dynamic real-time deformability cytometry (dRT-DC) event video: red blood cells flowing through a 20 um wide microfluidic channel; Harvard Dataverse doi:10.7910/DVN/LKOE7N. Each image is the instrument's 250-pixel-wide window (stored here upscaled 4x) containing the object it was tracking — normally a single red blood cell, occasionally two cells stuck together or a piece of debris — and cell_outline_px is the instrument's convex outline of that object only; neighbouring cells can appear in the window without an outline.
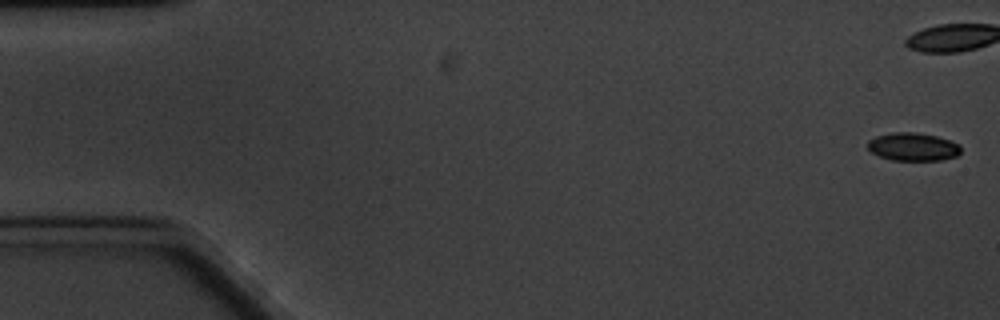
{"species": "common noctule bat (a hibernating species)", "species_latin": "Nyctalus noctula", "temperature_condition": "cold", "stored_images_in_passage": 4, "camera_frame_rate_fps": 3000, "um_per_image_px": 0.085, "animal": {"sex": "male", "body_mass_g": 20.1, "forearm_length_mm": 53.5}, "frame": {"image": 1, "passage_image": 1, "time_ms": 0.0, "image_size_px": [1000, 320], "cell_outline_px": [[960, 152], [956, 156], [940, 160], [892, 160], [880, 156], [872, 152], [868, 148], [868, 140], [876, 136], [892, 132], [916, 132], [936, 136], [960, 144]], "centroid_in_image_um": [77.59, 12.47], "position_along_channel_um": 7.4, "area_um2": 15.14}}